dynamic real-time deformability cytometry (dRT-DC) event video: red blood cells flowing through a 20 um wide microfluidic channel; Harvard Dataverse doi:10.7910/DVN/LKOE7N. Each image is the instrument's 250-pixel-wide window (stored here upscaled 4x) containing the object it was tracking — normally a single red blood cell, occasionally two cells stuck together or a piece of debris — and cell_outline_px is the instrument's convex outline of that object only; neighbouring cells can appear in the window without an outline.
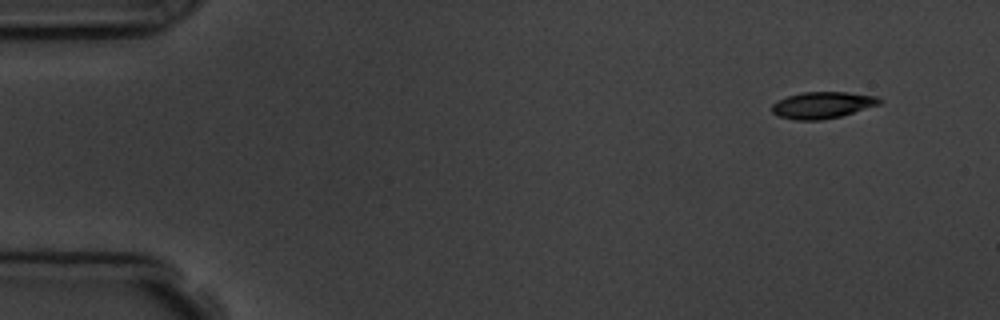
{"species": "common noctule bat (a hibernating species)", "species_latin": "Nyctalus noctula", "temperature_condition": "room temperature", "stored_images_in_passage": 4, "camera_frame_rate_fps": 3000, "um_per_image_px": 0.085, "animal": {"sex": "male", "body_mass_g": 19.5, "forearm_length_mm": 54.6}, "frame": {"image": 1, "passage_image": 1, "time_ms": 0.0, "image_size_px": [1000, 320], "cell_outline_px": [[884, 100], [880, 104], [840, 116], [820, 120], [796, 120], [780, 116], [772, 112], [772, 104], [788, 96], [804, 92], [848, 92], [880, 96]], "centroid_in_image_um": [69.97, 8.92], "position_along_channel_um": 15.0, "area_um2": 16.59}}
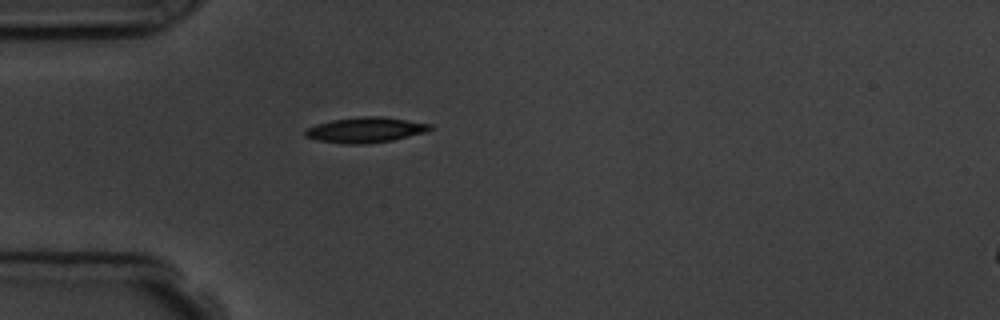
{"frame": {"image": 2, "passage_image": 4, "time_ms": 3.667, "image_size_px": [1000, 320], "cell_outline_px": [[432, 128], [428, 132], [392, 140], [364, 144], [340, 144], [316, 140], [304, 136], [304, 132], [308, 128], [316, 124], [332, 120], [364, 116], [380, 116], [432, 124]], "centroid_in_image_um": [31.06, 11.05], "position_along_channel_um": 53.9, "area_um2": 18.5}}